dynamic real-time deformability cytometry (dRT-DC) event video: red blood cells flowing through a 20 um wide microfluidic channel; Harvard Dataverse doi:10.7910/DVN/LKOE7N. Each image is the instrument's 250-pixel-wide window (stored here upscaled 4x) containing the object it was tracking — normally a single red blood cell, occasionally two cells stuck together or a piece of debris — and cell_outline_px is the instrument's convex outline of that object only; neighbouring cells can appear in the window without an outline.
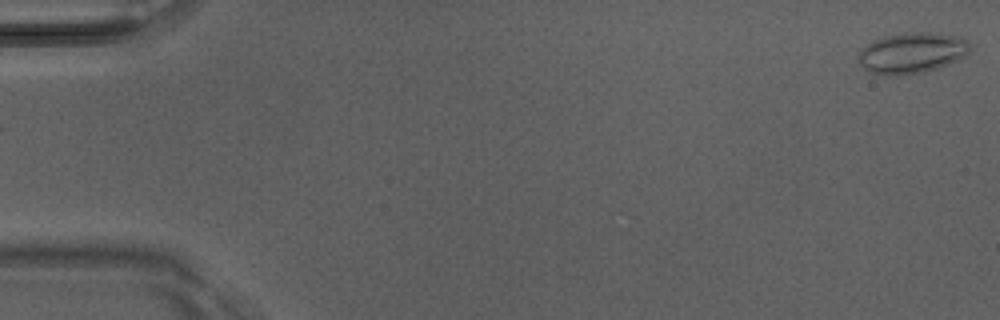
{"species": "Egyptian fruit bat (a non-hibernating species)", "species_latin": "Rousettus aegyptiacus", "temperature_condition": "room temperature", "stored_images_in_passage": 5, "camera_frame_rate_fps": 3000, "um_per_image_px": 0.085, "animal": {"sex": "male"}, "frame": {"image": 1, "passage_image": 5, "time_ms": 1.333, "image_size_px": [1000, 320], "cell_outline_px": [[968, 56], [948, 64], [924, 72], [896, 76], [876, 76], [868, 72], [860, 64], [856, 56], [872, 40], [884, 36], [904, 32], [928, 32], [956, 36], [968, 40]], "centroid_in_image_um": [77.46, 4.52], "position_along_channel_um": 7.5, "area_um2": 26.88}}